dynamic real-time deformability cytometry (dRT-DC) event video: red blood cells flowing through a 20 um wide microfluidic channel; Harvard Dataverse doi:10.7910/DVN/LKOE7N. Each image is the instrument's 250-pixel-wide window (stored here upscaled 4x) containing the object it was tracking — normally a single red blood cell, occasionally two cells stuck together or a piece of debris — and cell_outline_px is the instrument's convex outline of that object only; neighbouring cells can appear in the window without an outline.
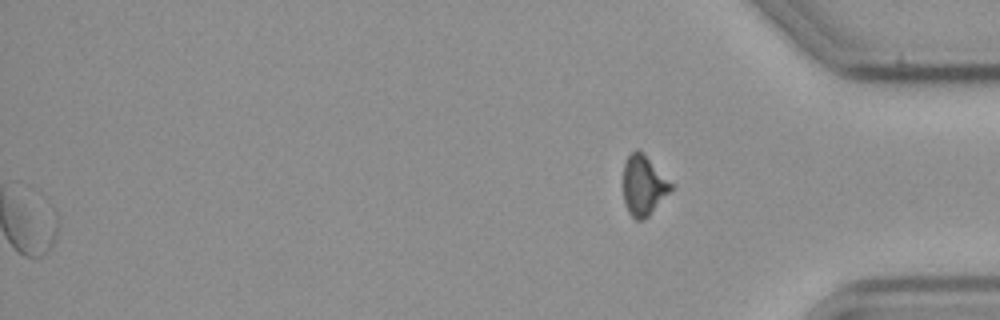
{"species": "common noctule bat (a hibernating species)", "species_latin": "Nyctalus noctula", "temperature_condition": "cold", "stored_images_in_passage": 56, "segment_of_instrument_passage": [2, 2], "camera_frame_rate_fps": 3000, "um_per_image_px": 0.085, "animal": {"sex": "male", "body_mass_g": 23.1, "forearm_length_mm": 52.7}, "frame": {"image": 1, "passage_image": 56, "time_ms": 18.333, "image_size_px": [1000, 320], "cell_outline_px": [[676, 184], [648, 216], [640, 220], [636, 220], [628, 212], [624, 200], [624, 164], [628, 156], [636, 148], [644, 152]], "centroid_in_image_um": [54.74, 15.7], "position_along_channel_um": 380.5, "area_um2": 16.94}}